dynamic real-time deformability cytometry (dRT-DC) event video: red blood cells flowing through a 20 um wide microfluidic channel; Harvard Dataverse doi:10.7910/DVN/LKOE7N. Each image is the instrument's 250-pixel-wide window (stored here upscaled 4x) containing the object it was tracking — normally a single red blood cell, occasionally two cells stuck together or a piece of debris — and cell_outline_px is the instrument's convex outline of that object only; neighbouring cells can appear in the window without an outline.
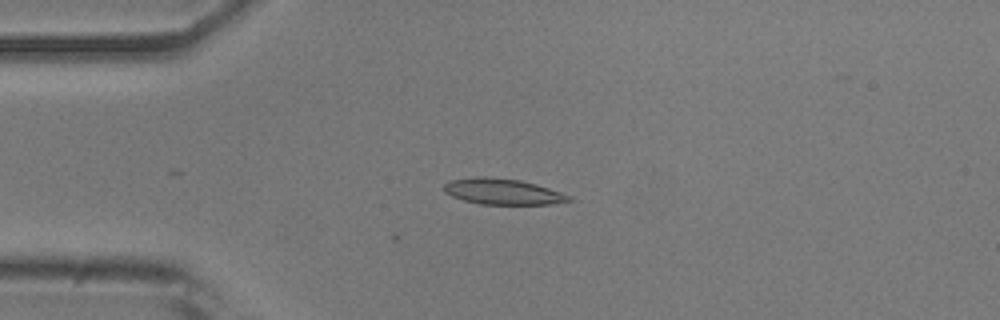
{"species": "common noctule bat (a hibernating species)", "species_latin": "Nyctalus noctula", "temperature_condition": "room temperature", "stored_images_in_passage": 13, "camera_frame_rate_fps": 3000, "um_per_image_px": 0.085, "animal": {"sex": "male", "body_mass_g": 20.5, "forearm_length_mm": 52.5}, "frame": {"image": 1, "passage_image": 13, "time_ms": 4.0, "image_size_px": [1000, 320], "cell_outline_px": [[572, 200], [552, 204], [480, 204], [464, 200], [452, 196], [444, 192], [444, 184], [452, 180], [476, 176], [484, 176], [520, 180], [536, 184], [572, 196]], "centroid_in_image_um": [42.73, 16.28], "position_along_channel_um": 42.3, "area_um2": 18.73}}